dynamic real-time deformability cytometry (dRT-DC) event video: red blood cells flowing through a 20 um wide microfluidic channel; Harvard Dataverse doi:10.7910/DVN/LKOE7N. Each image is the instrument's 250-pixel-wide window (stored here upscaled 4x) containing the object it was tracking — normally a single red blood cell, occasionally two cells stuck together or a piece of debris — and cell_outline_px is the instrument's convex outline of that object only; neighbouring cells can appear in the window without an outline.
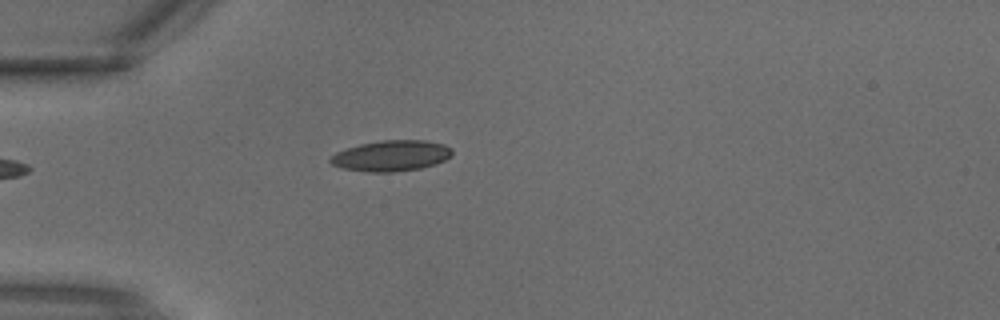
{"species": "common noctule bat (a hibernating species)", "species_latin": "Nyctalus noctula", "temperature_condition": "warm", "stored_images_in_passage": 1, "camera_frame_rate_fps": 3000, "um_per_image_px": 0.085, "animal": {"sex": "male", "body_mass_g": 18.8}, "frame": {"image": 1, "passage_image": 1, "time_ms": 0.0, "image_size_px": [1000, 320], "cell_outline_px": [[452, 156], [444, 160], [420, 168], [392, 172], [368, 172], [340, 168], [332, 164], [328, 160], [336, 152], [360, 144], [380, 140], [424, 140], [444, 144], [452, 148]], "centroid_in_image_um": [33.24, 13.23], "position_along_channel_um": 51.8, "area_um2": 21.79}}